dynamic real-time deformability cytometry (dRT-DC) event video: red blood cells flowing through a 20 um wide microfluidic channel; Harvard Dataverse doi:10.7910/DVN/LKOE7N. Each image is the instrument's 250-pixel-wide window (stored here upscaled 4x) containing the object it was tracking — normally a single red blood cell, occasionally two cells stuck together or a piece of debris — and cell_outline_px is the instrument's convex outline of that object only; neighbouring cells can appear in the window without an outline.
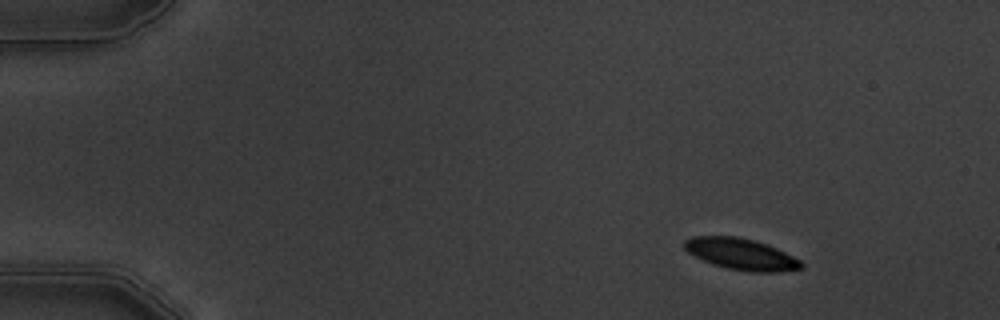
{"species": "common noctule bat (a hibernating species)", "species_latin": "Nyctalus noctula", "temperature_condition": "warm", "stored_images_in_passage": 5, "camera_frame_rate_fps": 3000, "um_per_image_px": 0.085, "animal": {"sex": "male", "body_mass_g": 19.5, "forearm_length_mm": 54.6}, "frame": {"image": 1, "passage_image": 2, "time_ms": 1.333, "image_size_px": [1000, 320], "cell_outline_px": [[804, 268], [776, 272], [752, 272], [728, 268], [712, 264], [688, 252], [684, 248], [684, 240], [692, 236], [740, 236], [756, 240], [768, 244], [800, 260], [804, 264]], "centroid_in_image_um": [63.01, 21.59], "position_along_channel_um": 22.0, "area_um2": 21.39}}